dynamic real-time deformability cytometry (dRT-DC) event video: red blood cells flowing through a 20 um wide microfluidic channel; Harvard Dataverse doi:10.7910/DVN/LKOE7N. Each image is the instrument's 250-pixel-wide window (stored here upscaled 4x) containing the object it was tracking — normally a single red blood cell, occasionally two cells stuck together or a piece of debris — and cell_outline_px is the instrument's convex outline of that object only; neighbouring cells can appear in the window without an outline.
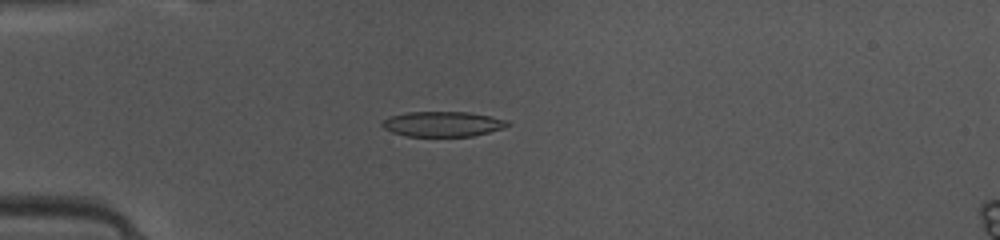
{"species": "common noctule bat (a hibernating species)", "species_latin": "Nyctalus noctula", "temperature_condition": "warm", "stored_images_in_passage": 49, "camera_frame_rate_fps": 3000, "um_per_image_px": 0.085, "animal": {"sex": "female", "body_mass_g": 10.0, "forearm_length_mm": 53.1}, "frame": {"image": 1, "passage_image": 14, "time_ms": 4.333, "image_size_px": [1000, 240], "cell_outline_px": [[512, 124], [504, 128], [472, 136], [408, 136], [392, 132], [384, 128], [380, 124], [388, 116], [408, 112], [468, 112], [508, 120]], "centroid_in_image_um": [37.63, 10.54], "position_along_channel_um": 47.4, "area_um2": 18.32}}
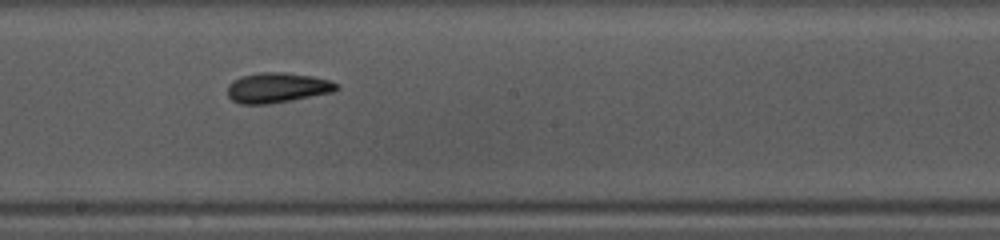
{"frame": {"image": 2, "passage_image": 28, "time_ms": 9.0, "image_size_px": [1000, 240], "cell_outline_px": [[340, 88], [336, 92], [292, 100], [268, 104], [240, 104], [232, 100], [228, 96], [228, 84], [232, 80], [240, 76], [260, 72], [284, 72], [312, 76], [332, 80], [340, 84]], "centroid_in_image_um": [23.61, 7.45], "position_along_channel_um": 224.6, "area_um2": 19.54}}
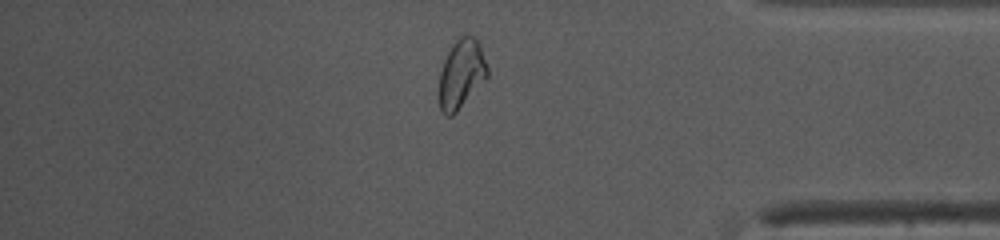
{"frame": {"image": 3, "passage_image": 42, "time_ms": 13.667, "image_size_px": [1000, 240], "cell_outline_px": [[488, 76], [456, 112], [452, 116], [444, 116], [440, 112], [440, 72], [444, 60], [452, 44], [460, 36], [472, 36], [480, 44], [488, 68]], "centroid_in_image_um": [39.21, 6.29], "position_along_channel_um": 396.0, "area_um2": 19.13}, "authors_computed_cell_mechanics": {"area_um2": 18.785, "velocity_mm_per_s": 4.1113, "shape_relaxation_time_tau1_ms": 3.4742, "shape_relaxation_time_tau2_ms": 2.2561, "deformation_change_tau1": 0.1402, "deformation_change_tau2": 0.0861}}